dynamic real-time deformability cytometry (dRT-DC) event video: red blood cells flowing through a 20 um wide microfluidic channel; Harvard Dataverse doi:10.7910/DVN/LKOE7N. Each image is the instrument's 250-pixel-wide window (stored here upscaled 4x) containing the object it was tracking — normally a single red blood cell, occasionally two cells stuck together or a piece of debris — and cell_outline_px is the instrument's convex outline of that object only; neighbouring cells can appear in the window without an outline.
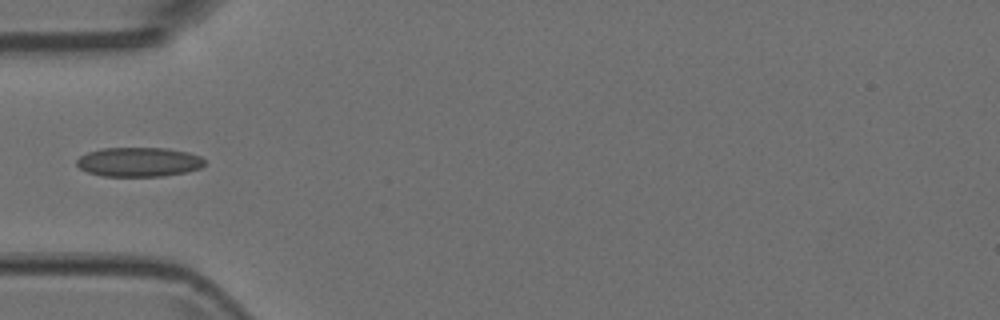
{"species": "Egyptian fruit bat (a non-hibernating species)", "species_latin": "Rousettus aegyptiacus", "temperature_condition": "room temperature", "stored_images_in_passage": 6, "camera_frame_rate_fps": 3000, "um_per_image_px": 0.085, "animal": {"sex": "female"}, "frame": {"image": 1, "passage_image": 5, "time_ms": 1.333, "image_size_px": [1000, 320], "cell_outline_px": [[204, 164], [200, 168], [184, 172], [164, 176], [104, 176], [88, 172], [80, 168], [76, 164], [76, 160], [80, 156], [88, 152], [100, 148], [168, 148], [188, 152], [200, 156], [204, 160]], "centroid_in_image_um": [11.78, 13.76], "position_along_channel_um": 73.2, "area_um2": 21.85}}
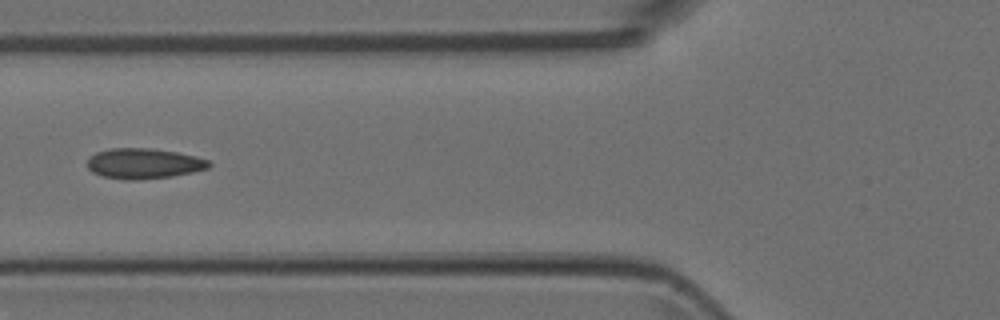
{"frame": {"image": 2, "passage_image": 6, "time_ms": 1.667, "image_size_px": [1000, 320], "cell_outline_px": [[212, 164], [208, 168], [192, 172], [172, 176], [136, 180], [124, 180], [104, 176], [92, 172], [88, 168], [88, 156], [96, 152], [112, 148], [152, 148], [176, 152], [196, 156], [208, 160]], "centroid_in_image_um": [12.21, 13.89], "position_along_channel_um": 113.6, "area_um2": 21.56}}